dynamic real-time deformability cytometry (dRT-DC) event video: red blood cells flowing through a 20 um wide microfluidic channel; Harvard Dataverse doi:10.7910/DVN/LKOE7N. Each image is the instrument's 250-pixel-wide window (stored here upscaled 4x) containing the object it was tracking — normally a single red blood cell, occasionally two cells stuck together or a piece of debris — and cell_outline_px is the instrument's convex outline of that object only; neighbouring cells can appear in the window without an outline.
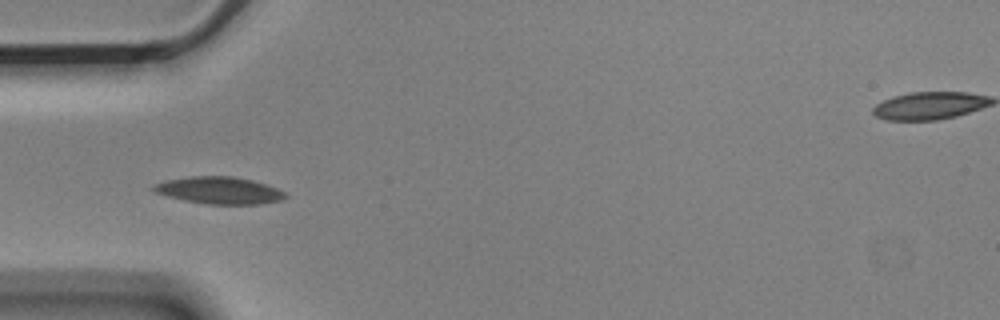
{"species": "Egyptian fruit bat (a non-hibernating species)", "species_latin": "Rousettus aegyptiacus", "temperature_condition": "cold", "stored_images_in_passage": 13, "camera_frame_rate_fps": 3000, "um_per_image_px": 0.085, "animal": {"sex": "male"}, "frame": {"image": 1, "passage_image": 3, "time_ms": 0.667, "image_size_px": [1000, 320], "cell_outline_px": [[288, 196], [280, 200], [260, 204], [204, 204], [184, 200], [168, 196], [156, 192], [152, 188], [152, 184], [168, 180], [188, 176], [232, 176], [252, 180], [276, 188], [284, 192]], "centroid_in_image_um": [18.62, 16.18], "position_along_channel_um": 66.4, "area_um2": 20.63}}
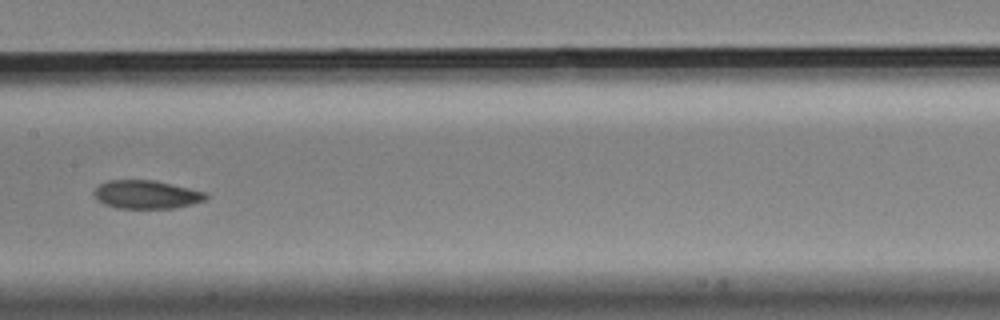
{"frame": {"image": 2, "passage_image": 6, "time_ms": 1.667, "image_size_px": [1000, 320], "cell_outline_px": [[208, 196], [204, 200], [192, 204], [172, 208], [116, 208], [104, 204], [96, 200], [92, 192], [100, 184], [108, 180], [156, 180], [208, 192]], "centroid_in_image_um": [12.44, 16.53], "position_along_channel_um": 195.0, "area_um2": 18.67}}
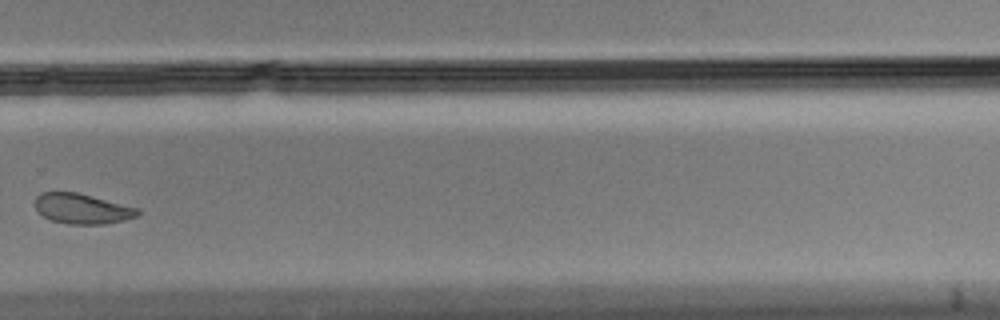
{"frame": {"image": 3, "passage_image": 9, "time_ms": 2.667, "image_size_px": [1000, 320], "cell_outline_px": [[140, 216], [124, 220], [104, 224], [68, 224], [52, 220], [44, 216], [36, 208], [36, 196], [40, 192], [76, 192], [140, 208]], "centroid_in_image_um": [7.03, 17.74], "position_along_channel_um": 322.8, "area_um2": 18.03}}